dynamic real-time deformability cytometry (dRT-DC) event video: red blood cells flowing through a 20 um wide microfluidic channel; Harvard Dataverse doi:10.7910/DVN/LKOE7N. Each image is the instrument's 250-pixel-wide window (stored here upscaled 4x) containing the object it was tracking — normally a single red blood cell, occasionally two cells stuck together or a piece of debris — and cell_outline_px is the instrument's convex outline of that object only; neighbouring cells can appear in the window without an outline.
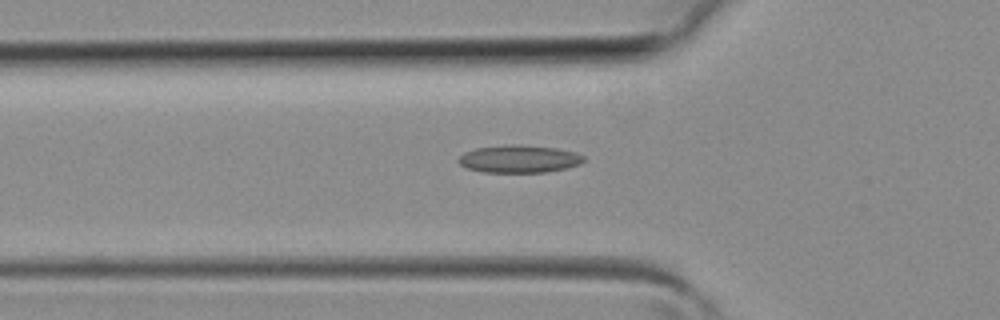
{"species": "common noctule bat (a hibernating species)", "species_latin": "Nyctalus noctula", "temperature_condition": "room temperature", "stored_images_in_passage": 29, "camera_frame_rate_fps": 3000, "um_per_image_px": 0.085, "animal": {"sex": "female", "body_mass_g": 19.3, "forearm_length_mm": 54.1}, "frame": {"image": 1, "passage_image": 4, "time_ms": 1.0, "image_size_px": [1000, 320], "cell_outline_px": [[584, 160], [580, 164], [568, 168], [544, 172], [484, 172], [468, 168], [460, 164], [456, 160], [464, 152], [476, 148], [512, 144], [520, 144], [556, 148], [576, 152], [584, 156]], "centroid_in_image_um": [44.14, 13.5], "position_along_channel_um": 81.7, "area_um2": 20.17}}
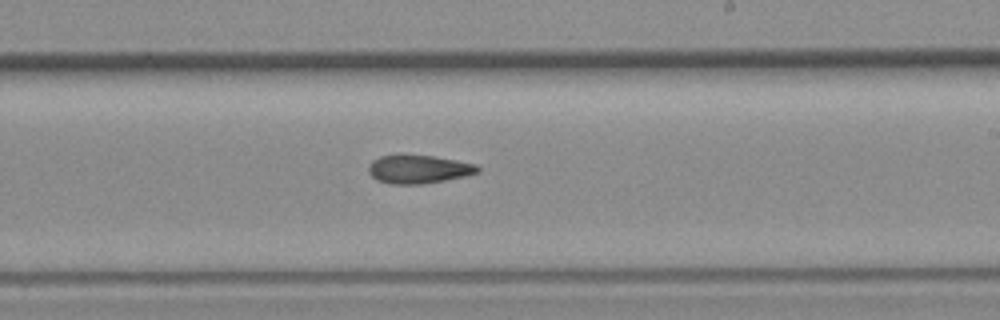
{"frame": {"image": 2, "passage_image": 14, "time_ms": 4.333, "image_size_px": [1000, 320], "cell_outline_px": [[480, 172], [468, 176], [424, 184], [388, 184], [376, 180], [368, 172], [368, 164], [372, 160], [380, 156], [400, 152], [432, 156], [456, 160], [476, 164], [480, 168]], "centroid_in_image_um": [35.54, 14.36], "position_along_channel_um": 253.5, "area_um2": 18.84}}
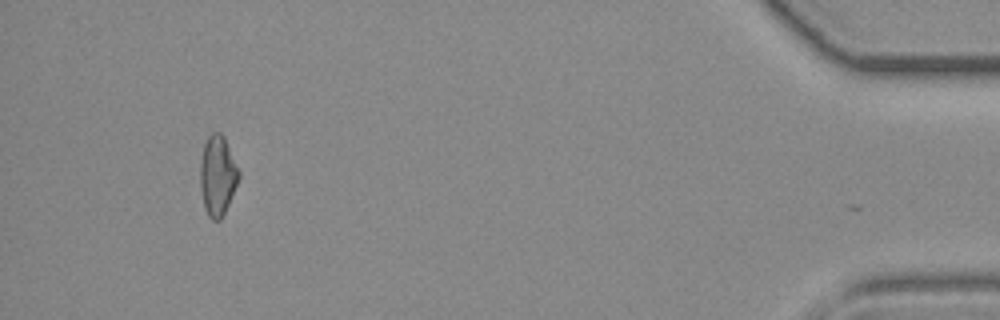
{"frame": {"image": 3, "passage_image": 28, "time_ms": 9.0, "image_size_px": [1000, 320], "cell_outline_px": [[240, 176], [228, 204], [220, 220], [212, 220], [208, 216], [204, 208], [200, 188], [200, 160], [204, 144], [208, 136], [212, 132], [220, 132], [224, 136], [240, 172]], "centroid_in_image_um": [18.48, 14.91], "position_along_channel_um": 416.7, "area_um2": 17.98}}